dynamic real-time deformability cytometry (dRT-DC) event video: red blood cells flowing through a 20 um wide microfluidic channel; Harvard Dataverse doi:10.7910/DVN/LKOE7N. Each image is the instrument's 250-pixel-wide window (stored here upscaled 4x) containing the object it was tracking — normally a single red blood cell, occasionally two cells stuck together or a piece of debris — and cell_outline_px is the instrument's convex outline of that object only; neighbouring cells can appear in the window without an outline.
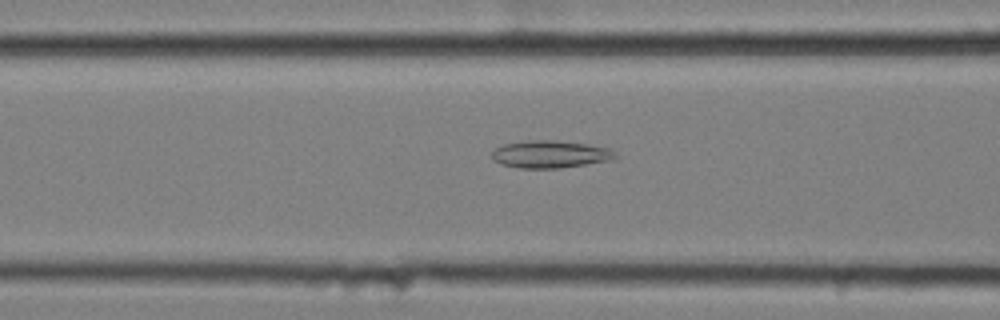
{"species": "common noctule bat (a hibernating species)", "species_latin": "Nyctalus noctula", "temperature_condition": "cold", "stored_images_in_passage": 42, "camera_frame_rate_fps": 3000, "um_per_image_px": 0.085, "animal": {"sex": "female", "body_mass_g": 25.1}, "frame": {"image": 1, "passage_image": 8, "time_ms": 2.333, "image_size_px": [1000, 320], "cell_outline_px": [[616, 156], [612, 160], [560, 168], [520, 168], [500, 164], [492, 156], [492, 152], [496, 148], [504, 144], [528, 140], [552, 140], [584, 144], [608, 148]], "centroid_in_image_um": [46.73, 13.11], "position_along_channel_um": 119.9, "area_um2": 19.36}}
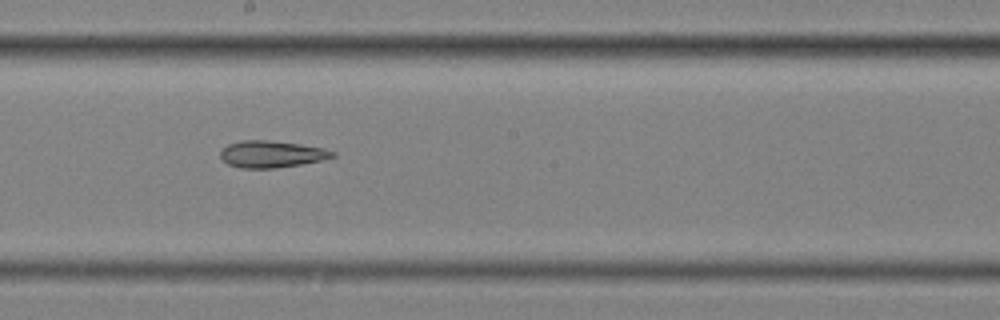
{"frame": {"image": 2, "passage_image": 17, "time_ms": 5.333, "image_size_px": [1000, 320], "cell_outline_px": [[336, 156], [320, 160], [300, 164], [276, 168], [240, 168], [228, 164], [220, 156], [220, 152], [228, 144], [240, 140], [268, 140], [300, 144], [324, 148], [336, 152]], "centroid_in_image_um": [23.08, 13.09], "position_along_channel_um": 225.1, "area_um2": 17.46}}
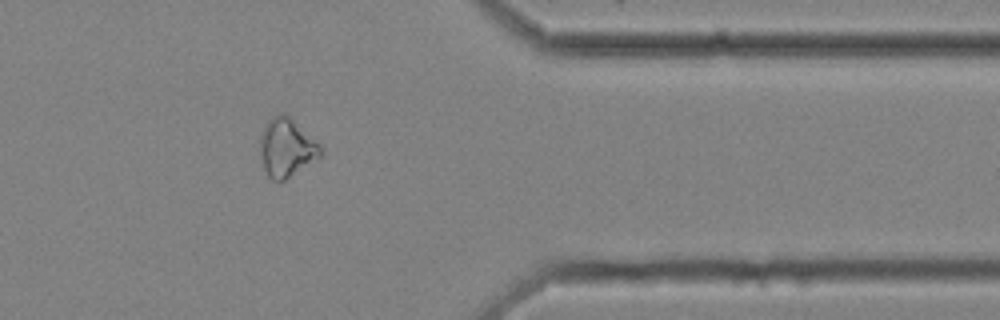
{"frame": {"image": 3, "passage_image": 32, "time_ms": 10.333, "image_size_px": [1000, 320], "cell_outline_px": [[324, 148], [320, 156], [284, 180], [272, 180], [268, 176], [264, 168], [260, 156], [260, 136], [264, 124], [272, 116], [284, 112], [292, 116]], "centroid_in_image_um": [24.35, 12.48], "position_along_channel_um": 387.0, "area_um2": 20.81}, "authors_computed_cell_mechanics": {"area_um2": 18.7561, "velocity_mm_per_s": 3.5138, "shape_relaxation_time_tau1_ms": null, "shape_relaxation_time_tau2_ms": 8.5651, "deformation_change_tau1": null, "deformation_change_tau2": 0.1919}}